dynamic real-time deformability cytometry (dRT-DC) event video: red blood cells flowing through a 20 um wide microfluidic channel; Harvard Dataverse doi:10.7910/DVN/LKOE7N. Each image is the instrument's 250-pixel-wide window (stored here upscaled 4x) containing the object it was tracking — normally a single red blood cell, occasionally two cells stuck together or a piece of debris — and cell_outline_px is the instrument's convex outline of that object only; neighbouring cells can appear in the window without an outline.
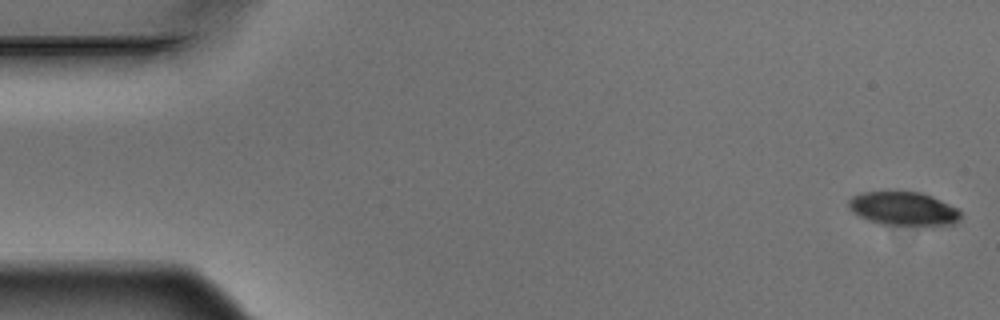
{"species": "Egyptian fruit bat (a non-hibernating species)", "species_latin": "Rousettus aegyptiacus", "temperature_condition": "warm", "stored_images_in_passage": 4, "camera_frame_rate_fps": 3000, "um_per_image_px": 0.085, "animal": {"sex": "male"}, "frame": {"image": 1, "passage_image": 1, "time_ms": 0.0, "image_size_px": [1000, 320], "cell_outline_px": [[960, 220], [952, 224], [924, 228], [916, 228], [880, 224], [860, 216], [848, 208], [848, 200], [852, 196], [864, 192], [920, 192], [932, 196], [956, 208], [960, 212]], "centroid_in_image_um": [76.82, 17.79], "position_along_channel_um": 8.2, "area_um2": 22.54}}